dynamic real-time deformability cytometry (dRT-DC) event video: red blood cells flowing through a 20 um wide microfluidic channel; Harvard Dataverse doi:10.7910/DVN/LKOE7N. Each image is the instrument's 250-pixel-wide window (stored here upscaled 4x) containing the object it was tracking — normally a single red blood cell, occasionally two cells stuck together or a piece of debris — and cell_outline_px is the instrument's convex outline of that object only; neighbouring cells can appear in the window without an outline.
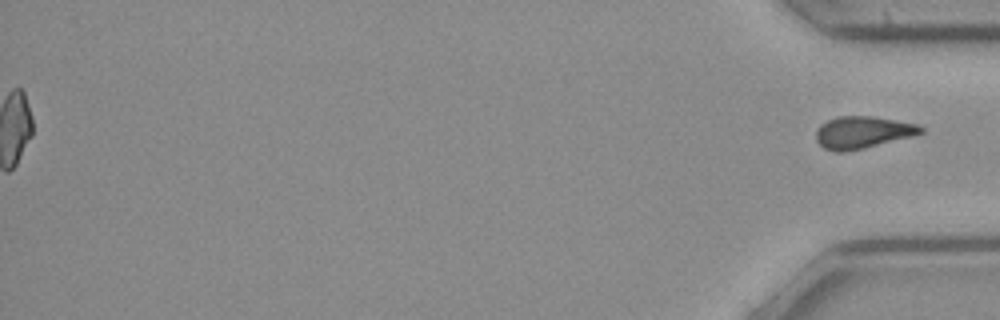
{"species": "common noctule bat (a hibernating species)", "species_latin": "Nyctalus noctula", "temperature_condition": "cold", "stored_images_in_passage": 52, "segment_of_instrument_passage": [2, 2], "camera_frame_rate_fps": 3000, "um_per_image_px": 0.085, "animal": {"sex": "female", "body_mass_g": 21.9}, "frame": {"image": 1, "passage_image": 52, "time_ms": 17.0, "image_size_px": [1000, 320], "cell_outline_px": [[924, 132], [912, 136], [864, 148], [844, 152], [836, 152], [824, 148], [816, 140], [816, 128], [820, 124], [828, 120], [840, 116], [872, 116], [916, 124], [924, 128]], "centroid_in_image_um": [73.29, 11.25], "position_along_channel_um": 361.9, "area_um2": 19.48}}